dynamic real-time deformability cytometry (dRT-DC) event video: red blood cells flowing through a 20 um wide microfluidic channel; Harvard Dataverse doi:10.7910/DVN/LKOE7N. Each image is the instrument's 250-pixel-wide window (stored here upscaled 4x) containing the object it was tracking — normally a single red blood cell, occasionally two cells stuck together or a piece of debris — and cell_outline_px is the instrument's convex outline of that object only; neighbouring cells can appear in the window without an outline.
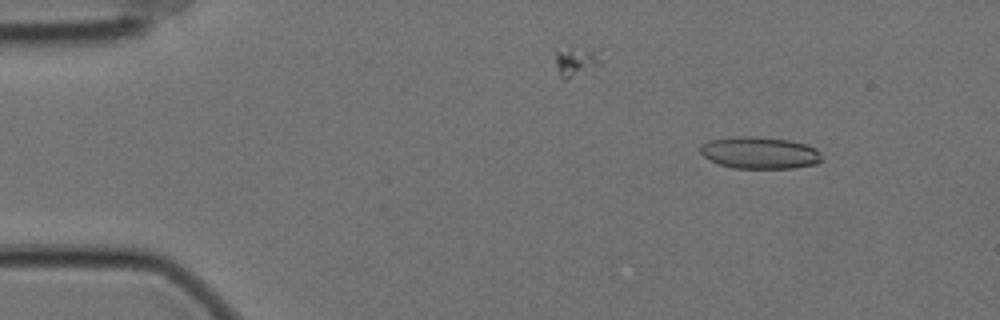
{"species": "Egyptian fruit bat (a non-hibernating species)", "species_latin": "Rousettus aegyptiacus", "temperature_condition": "cold", "stored_images_in_passage": 52, "camera_frame_rate_fps": 3000, "um_per_image_px": 0.085, "animal": {"sex": "female"}, "frame": {"image": 1, "passage_image": 1, "time_ms": 0.0, "image_size_px": [1000, 320], "cell_outline_px": [[820, 160], [816, 164], [792, 168], [732, 168], [720, 164], [704, 156], [700, 152], [700, 148], [708, 140], [736, 136], [756, 136], [788, 140], [808, 144], [816, 148], [820, 152]], "centroid_in_image_um": [64.59, 12.98], "position_along_channel_um": 20.4, "area_um2": 22.54}}
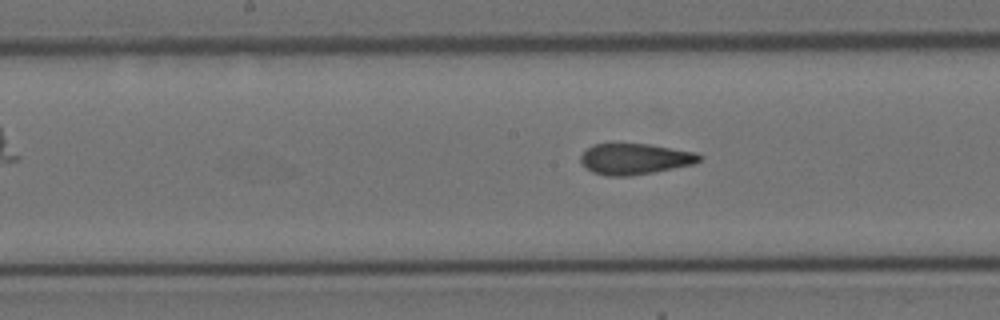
{"frame": {"image": 2, "passage_image": 23, "time_ms": 7.333, "image_size_px": [1000, 320], "cell_outline_px": [[704, 156], [700, 160], [692, 164], [652, 172], [628, 176], [608, 176], [592, 172], [580, 160], [580, 156], [592, 144], [648, 144], [696, 152]], "centroid_in_image_um": [53.97, 13.5], "position_along_channel_um": 194.2, "area_um2": 21.1}}
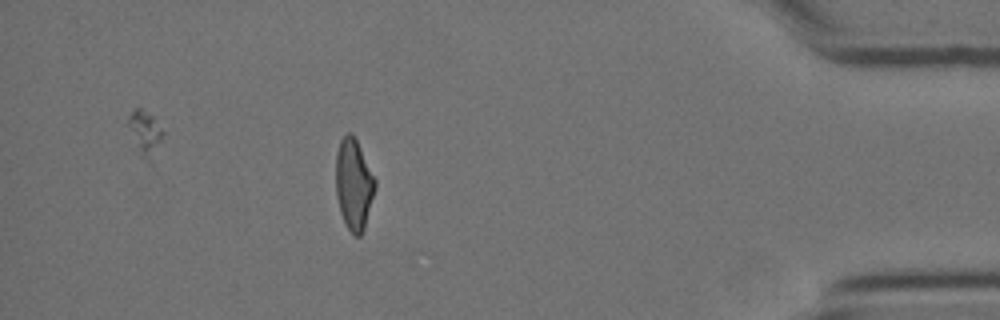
{"frame": {"image": 3, "passage_image": 45, "time_ms": 14.667, "image_size_px": [1000, 320], "cell_outline_px": [[376, 188], [364, 228], [360, 236], [356, 236], [348, 228], [340, 212], [336, 196], [336, 152], [340, 140], [348, 132], [352, 132], [376, 180]], "centroid_in_image_um": [30.06, 15.65], "position_along_channel_um": 405.1, "area_um2": 20.63}, "authors_computed_cell_mechanics": {"area_um2": 21.7039, "velocity_mm_per_s": 3.5211, "shape_relaxation_time_tau1_ms": null, "shape_relaxation_time_tau2_ms": 1.6763, "deformation_change_tau1": null, "deformation_change_tau2": 0.082}}